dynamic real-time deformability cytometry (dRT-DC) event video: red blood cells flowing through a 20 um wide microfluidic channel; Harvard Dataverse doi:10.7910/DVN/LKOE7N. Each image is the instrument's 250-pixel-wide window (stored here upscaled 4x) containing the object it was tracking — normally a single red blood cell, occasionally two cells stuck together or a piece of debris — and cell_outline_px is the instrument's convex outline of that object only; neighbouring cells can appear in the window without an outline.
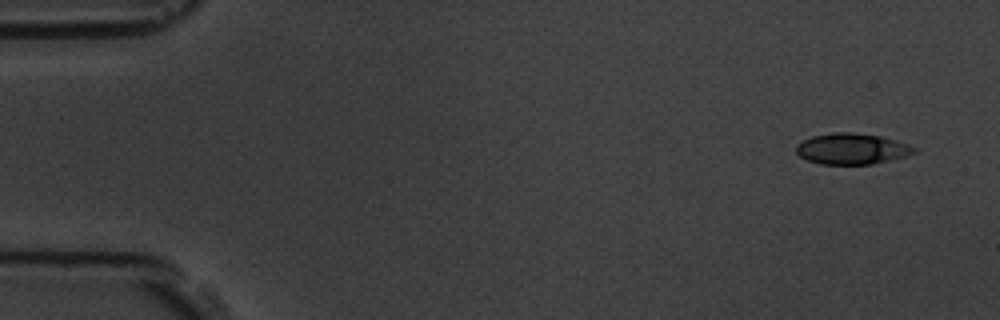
{"species": "common noctule bat (a hibernating species)", "species_latin": "Nyctalus noctula", "temperature_condition": "room temperature", "stored_images_in_passage": 5, "segment_of_instrument_passage": [2, 2], "camera_frame_rate_fps": 3000, "um_per_image_px": 0.085, "animal": {"sex": "male", "body_mass_g": 19.5, "forearm_length_mm": 54.6}, "frame": {"image": 1, "passage_image": 5, "time_ms": 4.667, "image_size_px": [1000, 320], "cell_outline_px": [[916, 152], [904, 156], [872, 164], [820, 164], [808, 160], [800, 156], [796, 152], [796, 144], [812, 136], [836, 132], [852, 132], [880, 136], [896, 140], [908, 144], [916, 148]], "centroid_in_image_um": [72.39, 12.64], "position_along_channel_um": 12.6, "area_um2": 21.1}}